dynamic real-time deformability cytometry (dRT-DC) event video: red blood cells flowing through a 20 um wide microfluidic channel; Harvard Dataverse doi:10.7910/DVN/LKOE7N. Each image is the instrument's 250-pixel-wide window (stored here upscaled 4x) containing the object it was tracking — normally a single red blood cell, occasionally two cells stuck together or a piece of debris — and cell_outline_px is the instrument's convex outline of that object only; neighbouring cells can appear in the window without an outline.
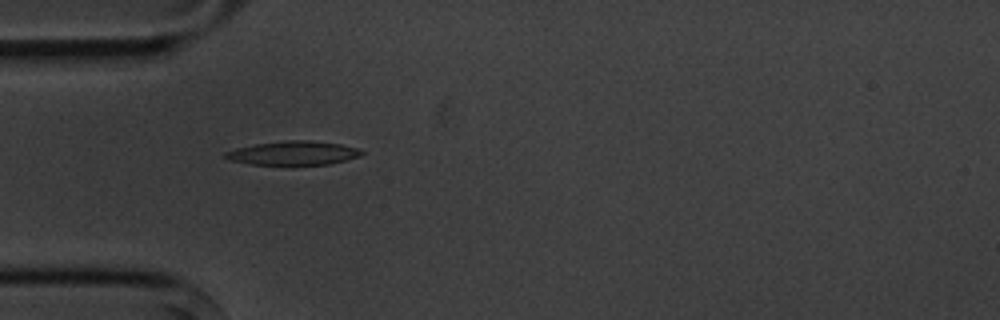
{"species": "common noctule bat (a hibernating species)", "species_latin": "Nyctalus noctula", "temperature_condition": "cold", "stored_images_in_passage": 1, "camera_frame_rate_fps": 3000, "um_per_image_px": 0.085, "animal": {"sex": "male", "body_mass_g": 20.1, "forearm_length_mm": 53.5}, "frame": {"image": 1, "passage_image": 1, "time_ms": 0.0, "image_size_px": [1000, 320], "cell_outline_px": [[364, 152], [360, 156], [328, 164], [252, 164], [228, 160], [224, 156], [224, 152], [236, 148], [256, 144], [288, 140], [308, 140], [340, 144], [356, 148]], "centroid_in_image_um": [24.9, 13.0], "position_along_channel_um": 60.1, "area_um2": 18.61}}